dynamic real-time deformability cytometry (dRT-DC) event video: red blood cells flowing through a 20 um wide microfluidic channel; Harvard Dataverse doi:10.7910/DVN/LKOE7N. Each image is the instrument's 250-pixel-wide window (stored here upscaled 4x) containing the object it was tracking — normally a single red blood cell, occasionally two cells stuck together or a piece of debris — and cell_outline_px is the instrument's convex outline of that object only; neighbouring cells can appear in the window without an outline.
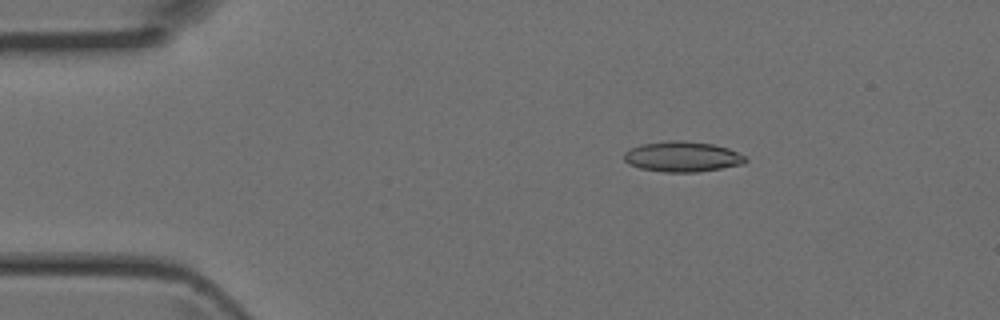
{"species": "Egyptian fruit bat (a non-hibernating species)", "species_latin": "Rousettus aegyptiacus", "temperature_condition": "room temperature", "stored_images_in_passage": 5, "camera_frame_rate_fps": 3000, "um_per_image_px": 0.085, "animal": {"sex": "female"}, "frame": {"image": 1, "passage_image": 2, "time_ms": 0.333, "image_size_px": [1000, 320], "cell_outline_px": [[748, 160], [744, 164], [696, 172], [664, 172], [640, 168], [628, 164], [624, 160], [624, 152], [628, 148], [640, 144], [668, 140], [684, 140], [712, 144], [728, 148], [748, 156]], "centroid_in_image_um": [57.99, 13.3], "position_along_channel_um": 27.0, "area_um2": 21.79}}
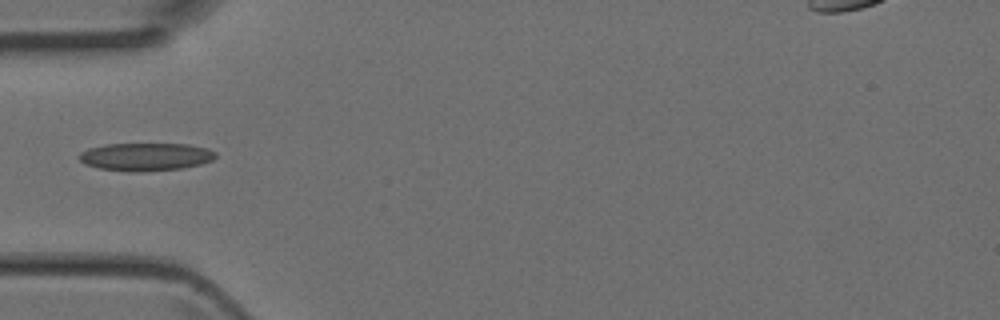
{"frame": {"image": 2, "passage_image": 4, "time_ms": 1.0, "image_size_px": [1000, 320], "cell_outline_px": [[216, 156], [212, 160], [200, 164], [184, 168], [144, 172], [128, 172], [100, 168], [84, 164], [76, 156], [80, 152], [88, 148], [104, 144], [188, 144], [208, 148], [216, 152]], "centroid_in_image_um": [12.36, 13.33], "position_along_channel_um": 72.6, "area_um2": 22.48}}
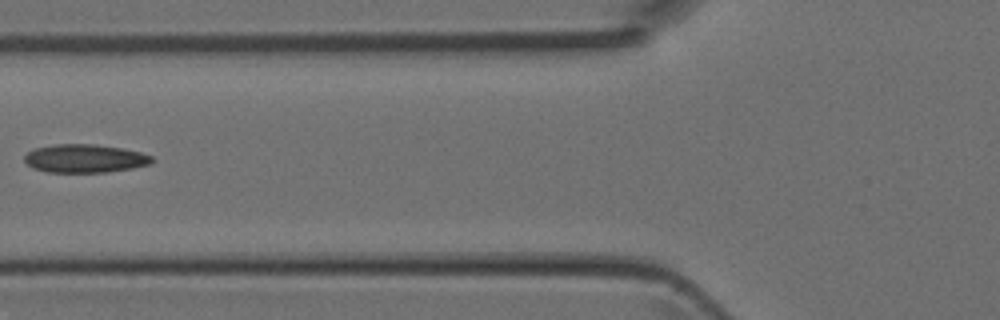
{"frame": {"image": 3, "passage_image": 5, "time_ms": 1.333, "image_size_px": [1000, 320], "cell_outline_px": [[156, 160], [152, 164], [132, 168], [108, 172], [48, 172], [32, 168], [24, 160], [24, 156], [28, 152], [36, 148], [56, 144], [92, 144], [120, 148], [140, 152], [152, 156]], "centroid_in_image_um": [7.24, 13.48], "position_along_channel_um": 118.6, "area_um2": 21.04}}